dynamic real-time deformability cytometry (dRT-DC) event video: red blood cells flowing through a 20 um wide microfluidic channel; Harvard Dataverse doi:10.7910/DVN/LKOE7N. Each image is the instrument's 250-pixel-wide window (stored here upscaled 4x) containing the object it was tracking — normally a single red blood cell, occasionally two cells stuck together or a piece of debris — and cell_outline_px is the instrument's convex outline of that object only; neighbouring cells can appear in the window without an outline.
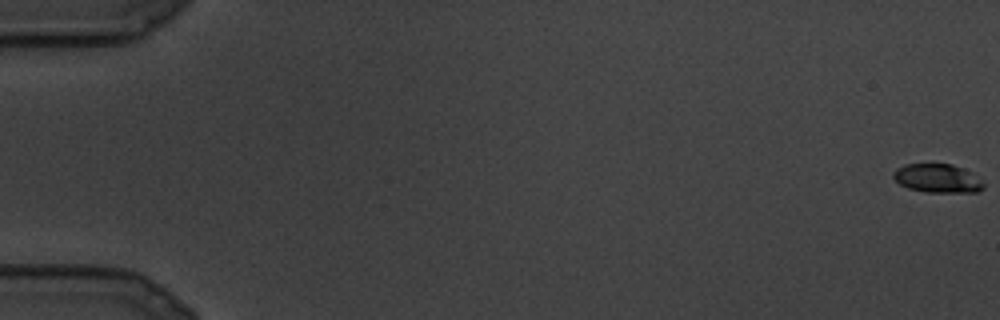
{"species": "common noctule bat (a hibernating species)", "species_latin": "Nyctalus noctula", "temperature_condition": "cold", "stored_images_in_passage": 13, "camera_frame_rate_fps": 3000, "um_per_image_px": 0.085, "animal": {"sex": "male", "body_mass_g": 19.5, "forearm_length_mm": 54.6}, "frame": {"image": 1, "passage_image": 1, "time_ms": 0.0, "image_size_px": [1000, 320], "cell_outline_px": [[984, 188], [976, 192], [928, 192], [908, 188], [900, 184], [892, 176], [892, 172], [896, 168], [904, 164], [952, 164], [964, 168], [980, 180], [984, 184]], "centroid_in_image_um": [79.66, 15.15], "position_along_channel_um": 5.3, "area_um2": 15.03}}
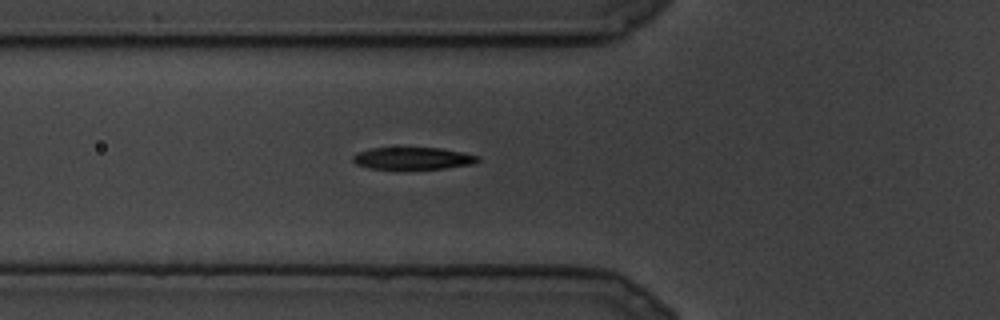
{"frame": {"image": 2, "passage_image": 11, "time_ms": 3.333, "image_size_px": [1000, 320], "cell_outline_px": [[480, 160], [476, 164], [444, 168], [368, 168], [356, 164], [352, 160], [352, 156], [356, 152], [368, 148], [440, 148], [464, 152], [480, 156]], "centroid_in_image_um": [35.12, 13.44], "position_along_channel_um": 90.7, "area_um2": 16.13}}
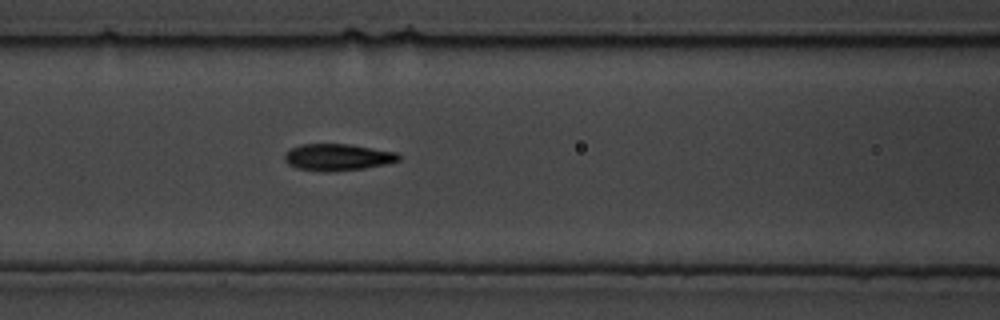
{"frame": {"image": 3, "passage_image": 13, "time_ms": 4.0, "image_size_px": [1000, 320], "cell_outline_px": [[404, 156], [400, 160], [388, 164], [364, 168], [328, 172], [320, 172], [296, 168], [288, 164], [284, 160], [284, 156], [292, 148], [300, 144], [348, 144], [396, 152]], "centroid_in_image_um": [28.73, 13.37], "position_along_channel_um": 137.9, "area_um2": 17.92}}